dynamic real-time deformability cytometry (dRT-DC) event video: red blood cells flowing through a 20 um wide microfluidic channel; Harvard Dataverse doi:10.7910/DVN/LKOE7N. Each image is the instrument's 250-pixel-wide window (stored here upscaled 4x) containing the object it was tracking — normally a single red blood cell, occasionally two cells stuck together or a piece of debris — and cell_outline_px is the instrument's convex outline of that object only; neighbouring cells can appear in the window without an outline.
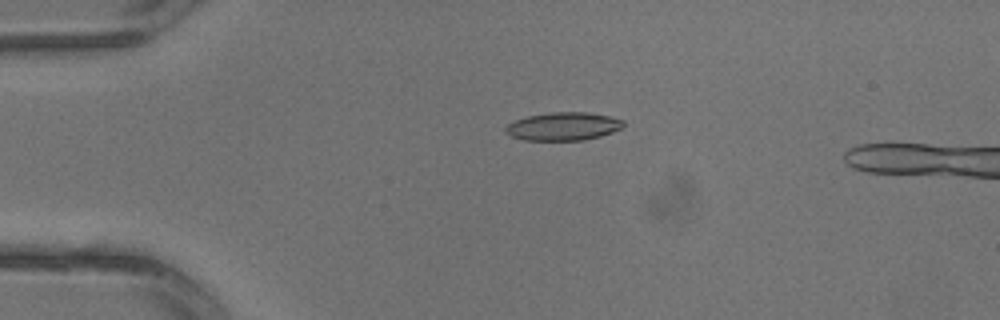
{"species": "common noctule bat (a hibernating species)", "species_latin": "Nyctalus noctula", "temperature_condition": "warm", "stored_images_in_passage": 3, "camera_frame_rate_fps": 3000, "um_per_image_px": 0.085, "animal": {"sex": "male", "body_mass_g": 13.3}, "frame": {"image": 1, "passage_image": 3, "time_ms": 0.667, "image_size_px": [1000, 320], "cell_outline_px": [[624, 124], [620, 128], [612, 132], [600, 136], [584, 140], [524, 140], [512, 136], [504, 132], [504, 128], [508, 124], [516, 120], [528, 116], [552, 112], [588, 112], [608, 116], [624, 120]], "centroid_in_image_um": [47.86, 10.74], "position_along_channel_um": 37.1, "area_um2": 19.19}}